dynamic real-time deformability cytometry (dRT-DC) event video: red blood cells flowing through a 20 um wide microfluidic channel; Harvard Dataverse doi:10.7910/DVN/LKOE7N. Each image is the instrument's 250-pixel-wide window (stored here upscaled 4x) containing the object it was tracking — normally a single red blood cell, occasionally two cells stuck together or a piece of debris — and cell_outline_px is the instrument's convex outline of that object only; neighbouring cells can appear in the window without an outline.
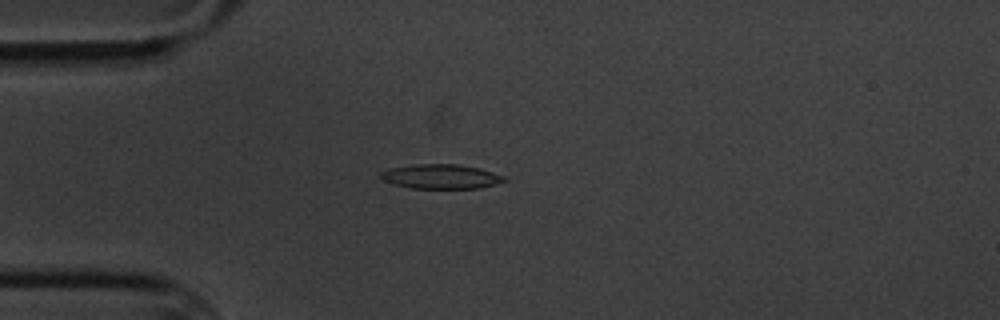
{"species": "common noctule bat (a hibernating species)", "species_latin": "Nyctalus noctula", "temperature_condition": "cold", "stored_images_in_passage": 3, "camera_frame_rate_fps": 3000, "um_per_image_px": 0.085, "animal": {"sex": "male", "body_mass_g": 20.1, "forearm_length_mm": 53.5}, "frame": {"image": 1, "passage_image": 3, "time_ms": 3.0, "image_size_px": [1000, 320], "cell_outline_px": [[508, 180], [496, 184], [480, 188], [412, 188], [392, 184], [384, 180], [380, 176], [380, 172], [388, 168], [416, 164], [456, 164], [480, 168], [504, 176]], "centroid_in_image_um": [37.47, 15.0], "position_along_channel_um": 47.5, "area_um2": 17.63}}